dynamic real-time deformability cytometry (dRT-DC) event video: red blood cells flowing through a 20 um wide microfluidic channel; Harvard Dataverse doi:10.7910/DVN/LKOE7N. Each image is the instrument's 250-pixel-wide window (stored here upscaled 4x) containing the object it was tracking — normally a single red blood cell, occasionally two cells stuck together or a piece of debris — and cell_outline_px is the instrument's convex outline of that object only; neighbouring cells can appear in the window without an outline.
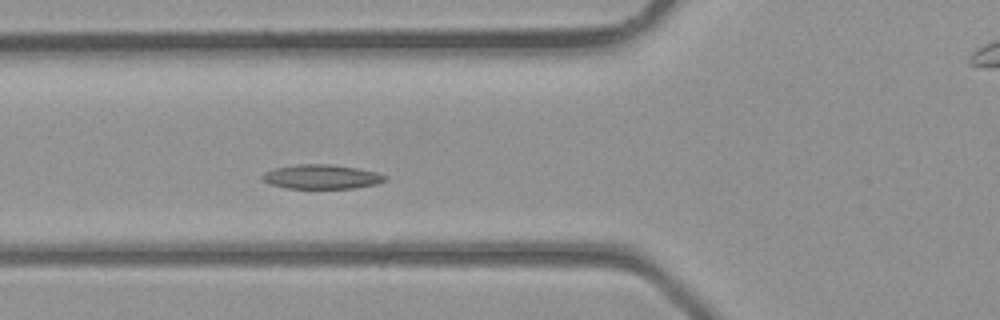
{"species": "common noctule bat (a hibernating species)", "species_latin": "Nyctalus noctula", "temperature_condition": "room temperature", "stored_images_in_passage": 36, "camera_frame_rate_fps": 3000, "um_per_image_px": 0.085, "animal": {"sex": "male", "body_mass_g": 23.1, "forearm_length_mm": 52.7}, "frame": {"image": 1, "passage_image": 10, "time_ms": 3.0, "image_size_px": [1000, 320], "cell_outline_px": [[388, 180], [376, 184], [356, 188], [284, 188], [268, 184], [260, 180], [260, 176], [264, 172], [276, 168], [300, 164], [328, 164], [356, 168], [376, 172], [388, 176]], "centroid_in_image_um": [27.31, 15.03], "position_along_channel_um": 98.5, "area_um2": 17.51}}
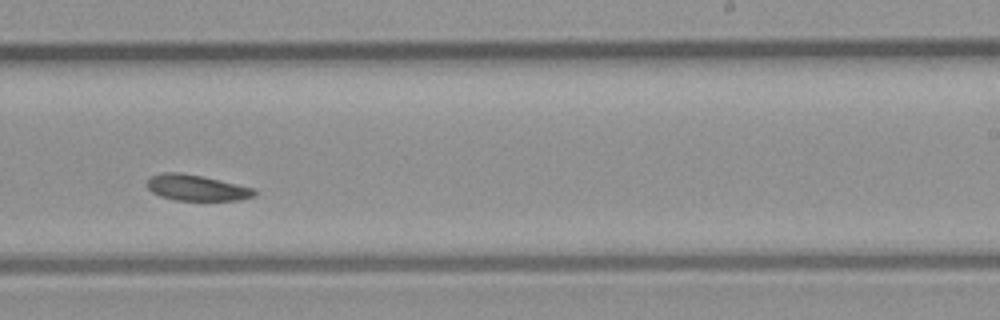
{"frame": {"image": 2, "passage_image": 20, "time_ms": 6.333, "image_size_px": [1000, 320], "cell_outline_px": [[256, 196], [240, 200], [176, 200], [160, 196], [152, 192], [148, 188], [148, 176], [160, 172], [180, 172], [200, 176], [256, 188]], "centroid_in_image_um": [16.71, 15.95], "position_along_channel_um": 272.3, "area_um2": 16.24}}
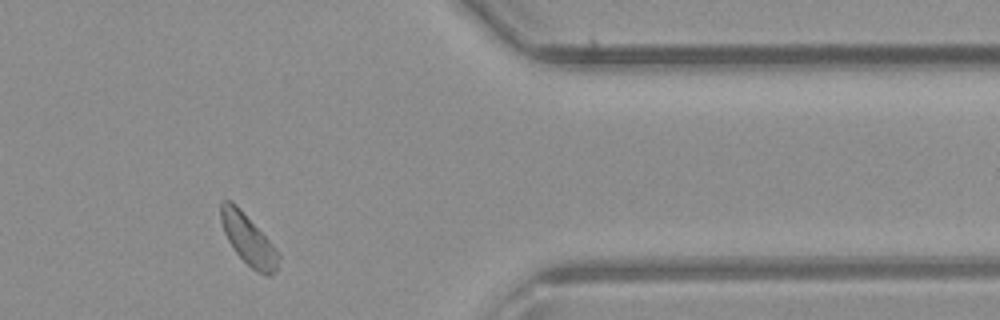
{"frame": {"image": 3, "passage_image": 28, "time_ms": 9.0, "image_size_px": [1000, 320], "cell_outline_px": [[280, 260], [272, 276], [268, 276], [256, 272], [232, 248], [224, 232], [220, 220], [220, 204], [224, 200], [232, 200], [240, 208], [276, 248], [280, 256]], "centroid_in_image_um": [21.1, 20.36], "position_along_channel_um": 390.3, "area_um2": 16.94}}